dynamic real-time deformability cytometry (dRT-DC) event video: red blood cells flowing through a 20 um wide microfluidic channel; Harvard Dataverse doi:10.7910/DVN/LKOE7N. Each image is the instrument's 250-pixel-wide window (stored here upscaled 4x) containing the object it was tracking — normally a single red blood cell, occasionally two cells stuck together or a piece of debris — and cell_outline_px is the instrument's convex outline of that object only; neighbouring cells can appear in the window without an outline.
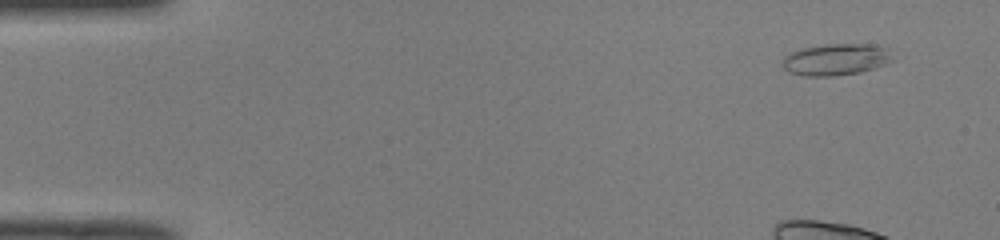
{"species": "common noctule bat (a hibernating species)", "species_latin": "Nyctalus noctula", "temperature_condition": "room temperature", "stored_images_in_passage": 46, "camera_frame_rate_fps": 3000, "um_per_image_px": 0.085, "animal": {"sex": "male", "body_mass_g": 19.0, "forearm_length_mm": 50.8}, "frame": {"image": 1, "passage_image": 1, "time_ms": 0.0, "image_size_px": [1000, 240], "cell_outline_px": [[896, 60], [860, 72], [836, 76], [804, 76], [788, 72], [784, 68], [784, 56], [800, 48], [824, 44], [872, 44], [892, 48]], "centroid_in_image_um": [71.14, 5.04], "position_along_channel_um": 13.9, "area_um2": 20.69}, "authors_computed_cell_mechanics": {"area_um2": 17.9758, "velocity_mm_per_s": 3.9829, "shape_relaxation_time_tau1_ms": 3.4039, "shape_relaxation_time_tau2_ms": 10.3119, "deformation_change_tau1": 0.1185, "deformation_change_tau2": 0.145}}